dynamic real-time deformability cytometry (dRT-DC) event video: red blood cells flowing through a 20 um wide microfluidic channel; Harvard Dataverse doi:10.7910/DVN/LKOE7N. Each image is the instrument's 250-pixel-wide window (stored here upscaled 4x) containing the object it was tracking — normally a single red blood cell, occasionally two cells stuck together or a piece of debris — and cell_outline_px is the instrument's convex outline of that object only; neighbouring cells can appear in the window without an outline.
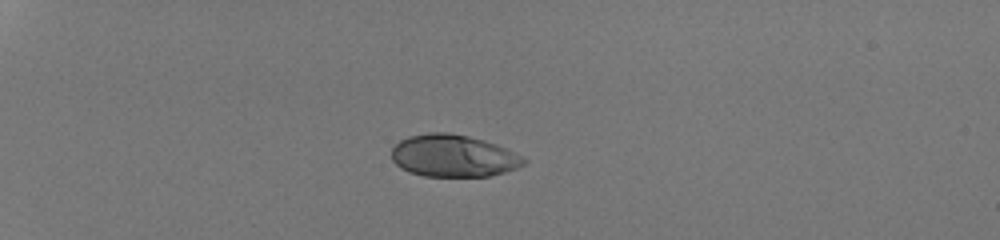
{"species": "human", "species_latin": "Homo sapiens", "temperature_condition": "room temperature", "stored_images_in_passage": 37, "camera_frame_rate_fps": 3000, "um_per_image_px": 0.085, "donor": {"sex": "male"}, "frame": {"image": 1, "passage_image": 1, "time_ms": 0.0, "image_size_px": [1000, 240], "cell_outline_px": [[528, 160], [524, 164], [516, 168], [504, 172], [488, 176], [424, 176], [408, 172], [400, 168], [392, 160], [392, 148], [400, 140], [408, 136], [428, 132], [448, 132], [468, 136], [484, 140], [496, 144], [524, 156]], "centroid_in_image_um": [38.53, 13.24], "position_along_channel_um": 46.5, "area_um2": 32.66}}
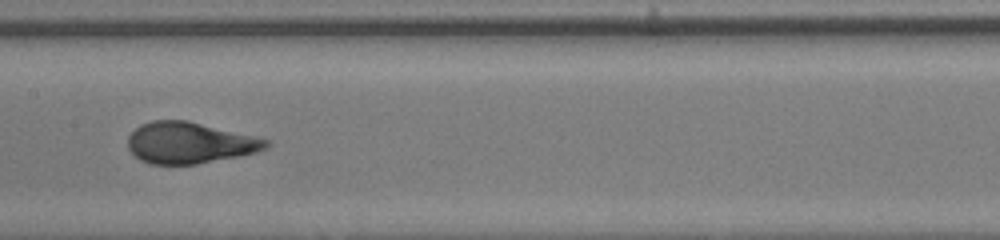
{"frame": {"image": 2, "passage_image": 16, "time_ms": 5.0, "image_size_px": [1000, 240], "cell_outline_px": [[272, 144], [268, 148], [256, 152], [240, 156], [196, 164], [148, 164], [140, 160], [128, 148], [128, 136], [140, 124], [152, 120], [188, 120], [272, 140]], "centroid_in_image_um": [16.15, 12.13], "position_along_channel_um": 191.2, "area_um2": 33.52}}
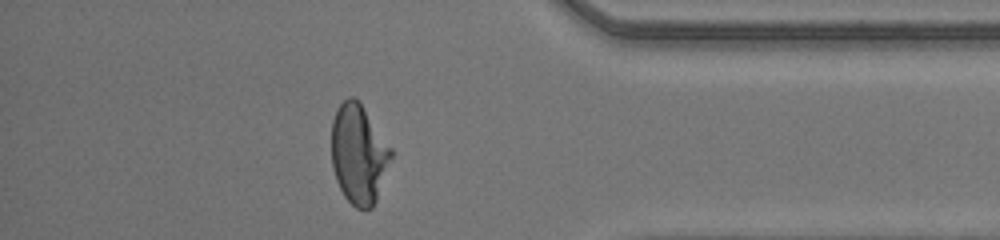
{"frame": {"image": 3, "passage_image": 32, "time_ms": 10.333, "image_size_px": [1000, 240], "cell_outline_px": [[392, 156], [376, 200], [372, 208], [356, 208], [344, 196], [336, 180], [332, 168], [332, 120], [340, 104], [348, 96], [352, 96], [360, 100], [392, 148]], "centroid_in_image_um": [30.49, 13.06], "position_along_channel_um": 404.7, "area_um2": 34.56}, "authors_computed_cell_mechanics": {"area_um2": 33.6396, "velocity_mm_per_s": 4.2541, "shape_relaxation_time_tau1_ms": 3.6657, "shape_relaxation_time_tau2_ms": null, "deformation_change_tau1": 0.2246, "deformation_change_tau2": null}}